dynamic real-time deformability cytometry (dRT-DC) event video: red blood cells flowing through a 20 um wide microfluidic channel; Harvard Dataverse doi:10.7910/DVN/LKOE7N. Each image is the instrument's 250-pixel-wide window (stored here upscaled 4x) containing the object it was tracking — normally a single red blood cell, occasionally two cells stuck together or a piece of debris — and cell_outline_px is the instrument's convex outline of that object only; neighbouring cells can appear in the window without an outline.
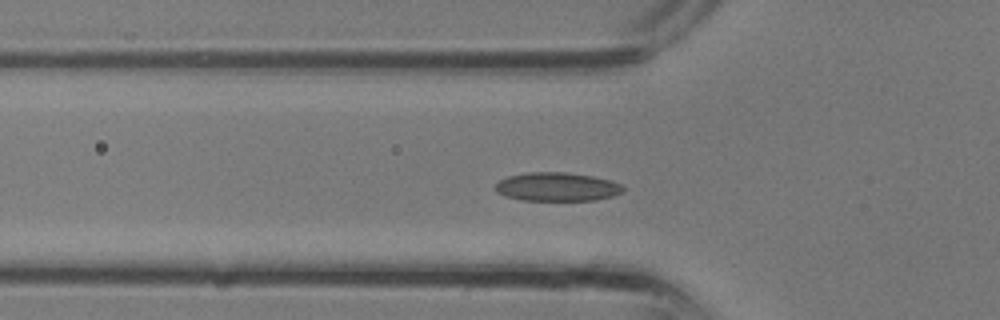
{"species": "common noctule bat (a hibernating species)", "species_latin": "Nyctalus noctula", "temperature_condition": "room temperature", "stored_images_in_passage": 11, "camera_frame_rate_fps": 3000, "um_per_image_px": 0.085, "animal": {"sex": "male", "body_mass_g": 13.3}, "frame": {"image": 1, "passage_image": 10, "time_ms": 3.0, "image_size_px": [1000, 320], "cell_outline_px": [[624, 188], [620, 192], [612, 196], [596, 200], [520, 200], [504, 196], [496, 192], [496, 184], [500, 180], [508, 176], [528, 172], [564, 172], [592, 176], [612, 180], [620, 184]], "centroid_in_image_um": [47.32, 15.88], "position_along_channel_um": 78.5, "area_um2": 21.27}}